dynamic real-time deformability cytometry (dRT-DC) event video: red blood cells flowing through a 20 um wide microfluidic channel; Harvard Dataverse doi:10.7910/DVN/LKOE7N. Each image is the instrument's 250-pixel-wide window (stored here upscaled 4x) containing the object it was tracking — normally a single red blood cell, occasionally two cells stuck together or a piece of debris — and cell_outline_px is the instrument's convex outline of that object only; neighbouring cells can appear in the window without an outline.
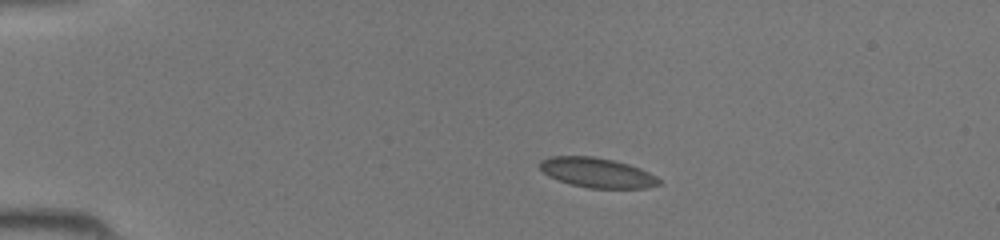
{"species": "common noctule bat (a hibernating species)", "species_latin": "Nyctalus noctula", "temperature_condition": "room temperature", "stored_images_in_passage": 36, "camera_frame_rate_fps": 3000, "um_per_image_px": 0.085, "animal": {"sex": "female", "body_mass_g": 19.5, "forearm_length_mm": 54.1}, "frame": {"image": 1, "passage_image": 1, "time_ms": 0.0, "image_size_px": [1000, 240], "cell_outline_px": [[660, 184], [644, 188], [588, 188], [572, 184], [548, 176], [540, 168], [540, 160], [548, 156], [592, 156], [612, 160], [628, 164], [640, 168], [656, 176], [660, 180]], "centroid_in_image_um": [50.74, 14.67], "position_along_channel_um": 34.3, "area_um2": 20.52}}
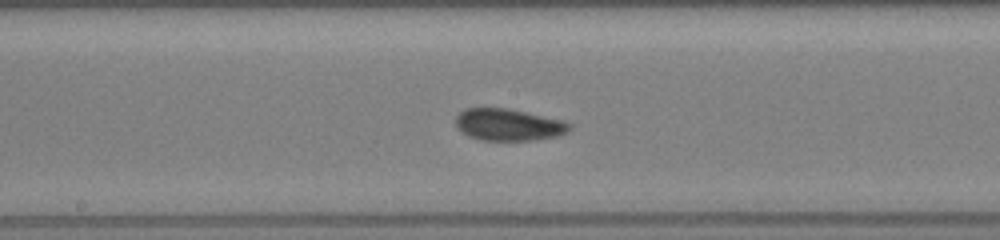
{"frame": {"image": 2, "passage_image": 16, "time_ms": 5.0, "image_size_px": [1000, 240], "cell_outline_px": [[568, 128], [560, 136], [532, 140], [480, 140], [468, 136], [456, 128], [456, 116], [464, 108], [504, 108], [524, 112], [560, 120], [568, 124]], "centroid_in_image_um": [43.12, 10.61], "position_along_channel_um": 205.1, "area_um2": 20.75}}
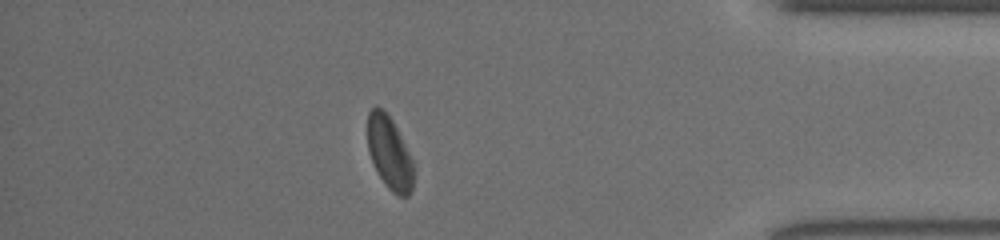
{"frame": {"image": 3, "passage_image": 31, "time_ms": 10.0, "image_size_px": [1000, 240], "cell_outline_px": [[416, 168], [412, 192], [408, 196], [400, 196], [392, 192], [388, 188], [376, 172], [368, 152], [368, 112], [372, 108], [380, 108], [392, 120]], "centroid_in_image_um": [33.13, 13.08], "position_along_channel_um": 402.1, "area_um2": 19.54}}